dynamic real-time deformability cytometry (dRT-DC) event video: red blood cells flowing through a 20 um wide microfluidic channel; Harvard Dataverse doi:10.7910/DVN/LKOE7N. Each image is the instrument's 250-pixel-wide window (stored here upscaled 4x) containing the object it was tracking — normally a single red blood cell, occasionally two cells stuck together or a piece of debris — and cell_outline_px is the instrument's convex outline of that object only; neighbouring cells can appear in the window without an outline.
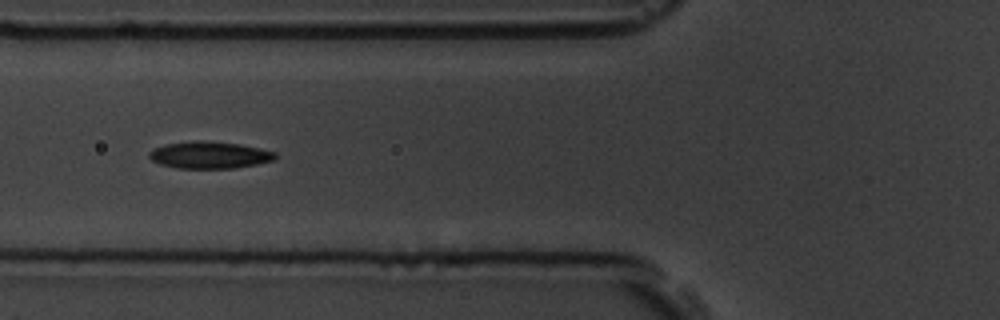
{"species": "common noctule bat (a hibernating species)", "species_latin": "Nyctalus noctula", "temperature_condition": "room temperature", "stored_images_in_passage": 14, "camera_frame_rate_fps": 3000, "um_per_image_px": 0.085, "animal": {"sex": "male", "body_mass_g": 19.5, "forearm_length_mm": 54.6}, "frame": {"image": 1, "passage_image": 5, "time_ms": 5.333, "image_size_px": [1000, 320], "cell_outline_px": [[276, 156], [272, 160], [256, 164], [232, 168], [176, 168], [160, 164], [152, 160], [148, 156], [148, 152], [152, 148], [164, 144], [196, 140], [204, 140], [240, 144], [260, 148], [276, 152]], "centroid_in_image_um": [17.75, 13.16], "position_along_channel_um": 108.0, "area_um2": 19.88}}
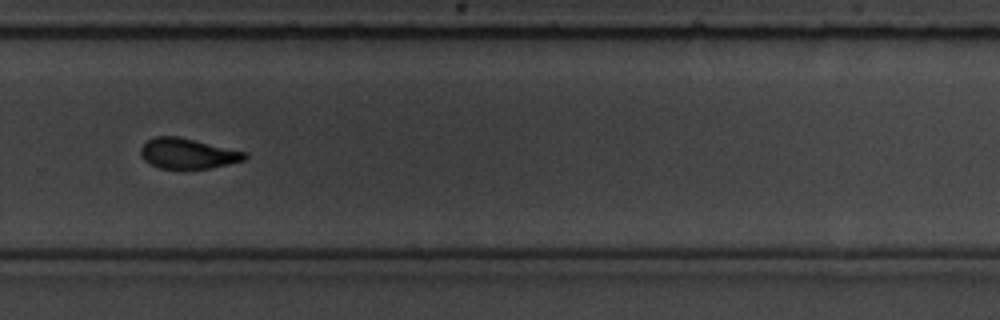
{"frame": {"image": 2, "passage_image": 10, "time_ms": 11.0, "image_size_px": [1000, 320], "cell_outline_px": [[248, 156], [244, 160], [228, 164], [208, 168], [160, 168], [144, 160], [140, 152], [140, 148], [148, 140], [156, 136], [176, 136], [248, 152]], "centroid_in_image_um": [15.97, 13.04], "position_along_channel_um": 313.8, "area_um2": 18.15}}
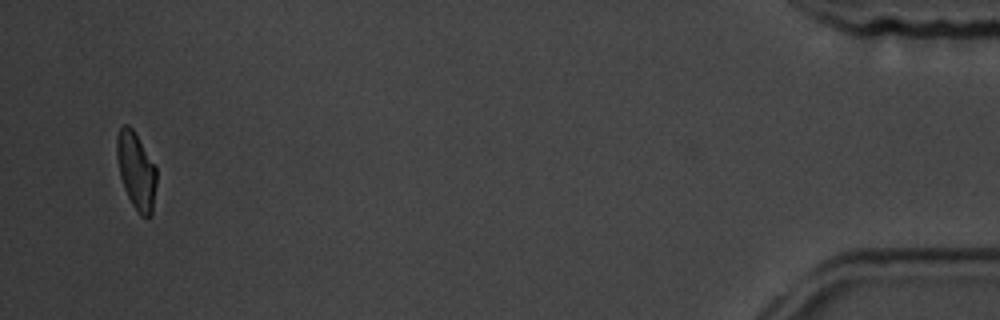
{"frame": {"image": 3, "passage_image": 14, "time_ms": 16.333, "image_size_px": [1000, 320], "cell_outline_px": [[156, 184], [152, 216], [148, 220], [140, 216], [132, 204], [124, 188], [120, 176], [116, 156], [116, 136], [120, 128], [124, 124], [128, 124], [132, 128], [156, 168]], "centroid_in_image_um": [11.57, 14.56], "position_along_channel_um": 423.6, "area_um2": 17.86}, "authors_computed_cell_mechanics": {"area_um2": 19.1318, "velocity_mm_per_s": 3.6395, "shape_relaxation_time_tau1_ms": null, "shape_relaxation_time_tau2_ms": 4.1624, "deformation_change_tau1": null, "deformation_change_tau2": 0.104}}